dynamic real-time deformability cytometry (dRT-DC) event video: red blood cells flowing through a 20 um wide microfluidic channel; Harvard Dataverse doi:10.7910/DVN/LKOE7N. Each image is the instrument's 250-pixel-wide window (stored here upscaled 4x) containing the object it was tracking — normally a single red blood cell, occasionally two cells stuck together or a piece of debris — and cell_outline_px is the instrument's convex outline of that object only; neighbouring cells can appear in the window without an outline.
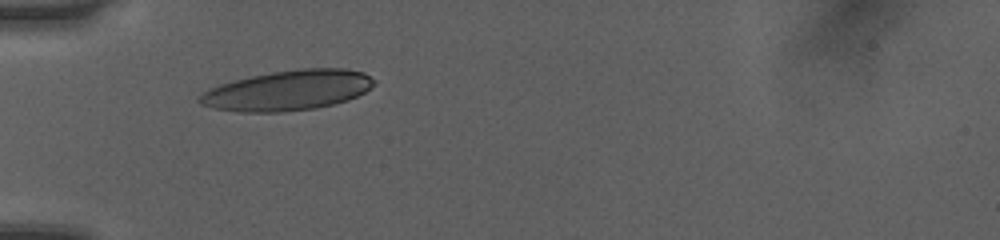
{"species": "human", "species_latin": "Homo sapiens", "temperature_condition": "room temperature", "stored_images_in_passage": 37, "camera_frame_rate_fps": 3000, "um_per_image_px": 0.085, "donor": {"sex": "female"}, "frame": {"image": 1, "passage_image": 10, "time_ms": 3.0, "image_size_px": [1000, 240], "cell_outline_px": [[376, 80], [364, 92], [348, 100], [316, 108], [280, 112], [240, 112], [212, 108], [200, 104], [196, 100], [208, 88], [220, 84], [252, 76], [272, 72], [300, 68], [344, 68], [364, 72]], "centroid_in_image_um": [24.44, 7.68], "position_along_channel_um": 60.6, "area_um2": 40.69}}
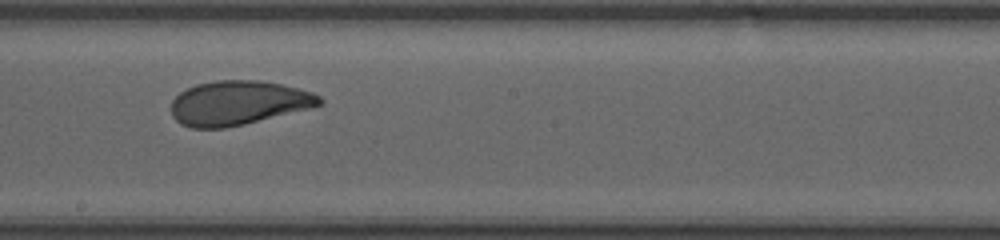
{"frame": {"image": 2, "passage_image": 23, "time_ms": 7.333, "image_size_px": [1000, 240], "cell_outline_px": [[324, 100], [320, 104], [308, 108], [244, 124], [224, 128], [192, 128], [180, 124], [172, 116], [172, 100], [180, 92], [196, 84], [216, 80], [260, 80], [280, 84], [312, 92], [320, 96]], "centroid_in_image_um": [20.21, 8.74], "position_along_channel_um": 228.0, "area_um2": 37.97}}
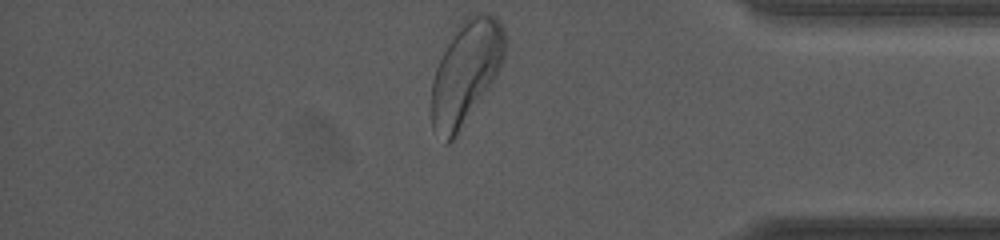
{"frame": {"image": 3, "passage_image": 37, "time_ms": 12.0, "image_size_px": [1000, 240], "cell_outline_px": [[504, 60], [488, 88], [456, 136], [448, 144], [444, 144], [432, 128], [428, 108], [432, 80], [436, 68], [452, 32], [468, 16], [480, 12], [484, 12], [500, 20], [504, 28]], "centroid_in_image_um": [39.53, 6.2], "position_along_channel_um": 395.7, "area_um2": 44.39}, "authors_computed_cell_mechanics": {"area_um2": 38.0324, "velocity_mm_per_s": 4.0415, "shape_relaxation_time_tau1_ms": 3.2581, "shape_relaxation_time_tau2_ms": 1.0882, "deformation_change_tau1": 0.1515, "deformation_change_tau2": 0.0708}}